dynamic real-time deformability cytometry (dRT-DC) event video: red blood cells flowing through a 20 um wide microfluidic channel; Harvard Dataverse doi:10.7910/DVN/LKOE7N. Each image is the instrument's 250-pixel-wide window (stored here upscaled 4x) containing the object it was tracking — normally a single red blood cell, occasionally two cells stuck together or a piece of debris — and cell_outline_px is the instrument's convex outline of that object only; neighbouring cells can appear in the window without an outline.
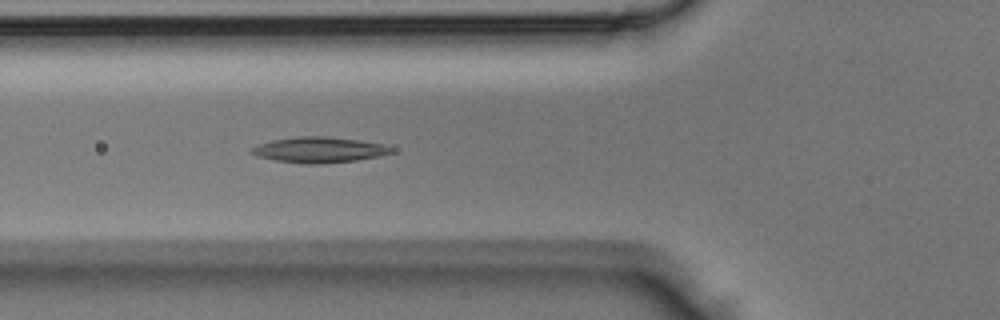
{"species": "Egyptian fruit bat (a non-hibernating species)", "species_latin": "Rousettus aegyptiacus", "temperature_condition": "room temperature", "stored_images_in_passage": 38, "segment_of_instrument_passage": [1, 2], "camera_frame_rate_fps": 3000, "um_per_image_px": 0.085, "animal": {"sex": "male"}, "frame": {"image": 1, "passage_image": 10, "time_ms": 3.0, "image_size_px": [1000, 320], "cell_outline_px": [[392, 152], [380, 156], [356, 160], [316, 164], [308, 164], [276, 160], [256, 156], [248, 152], [252, 148], [260, 144], [272, 140], [296, 136], [324, 136], [360, 140], [384, 144], [392, 148]], "centroid_in_image_um": [27.11, 12.73], "position_along_channel_um": 98.7, "area_um2": 20.75}}
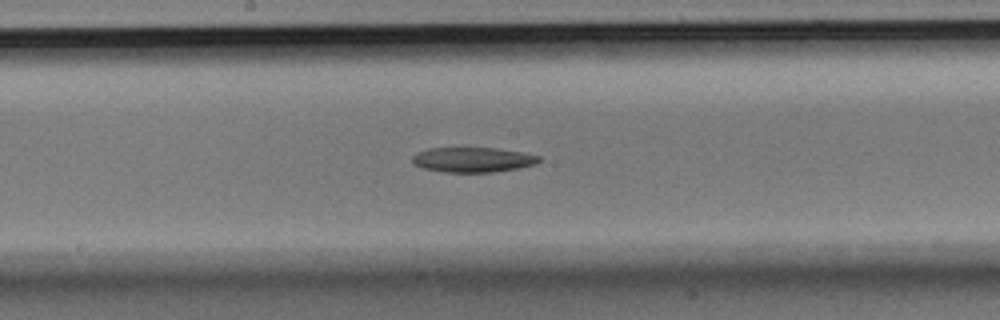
{"frame": {"image": 2, "passage_image": 17, "time_ms": 5.333, "image_size_px": [1000, 320], "cell_outline_px": [[540, 160], [536, 164], [496, 172], [444, 172], [424, 168], [412, 164], [412, 156], [428, 148], [496, 148], [520, 152], [540, 156]], "centroid_in_image_um": [40.17, 13.58], "position_along_channel_um": 208.0, "area_um2": 18.26}}
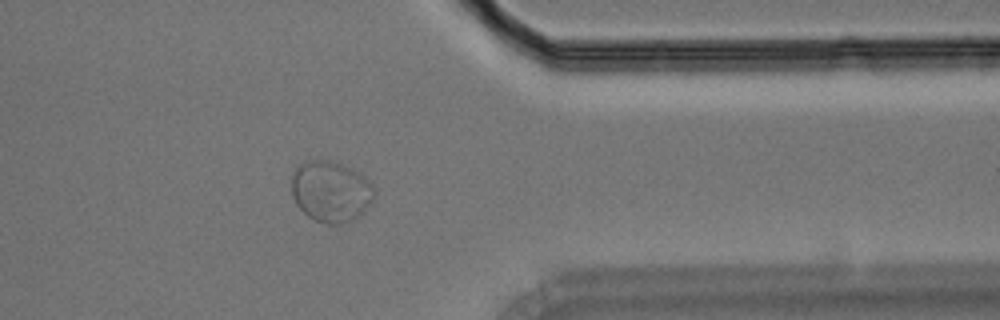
{"frame": {"image": 3, "passage_image": 29, "time_ms": 9.333, "image_size_px": [1000, 320], "cell_outline_px": [[376, 196], [356, 216], [340, 224], [328, 224], [316, 220], [308, 216], [296, 204], [292, 196], [292, 172], [296, 164], [304, 160], [328, 160], [340, 164], [364, 176], [372, 184], [376, 192]], "centroid_in_image_um": [28.06, 16.24], "position_along_channel_um": 383.3, "area_um2": 29.13}}